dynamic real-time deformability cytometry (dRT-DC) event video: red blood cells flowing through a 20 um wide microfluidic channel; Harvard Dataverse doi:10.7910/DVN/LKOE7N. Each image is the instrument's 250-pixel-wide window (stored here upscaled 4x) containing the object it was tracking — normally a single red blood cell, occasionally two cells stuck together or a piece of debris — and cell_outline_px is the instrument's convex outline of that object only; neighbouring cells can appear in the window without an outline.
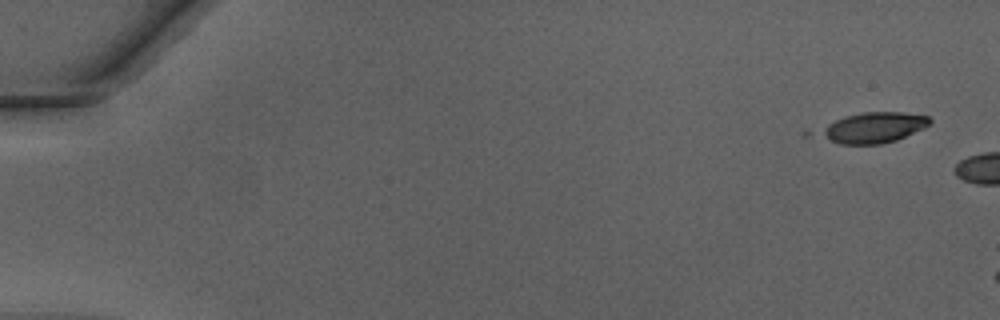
{"species": "Egyptian fruit bat (a non-hibernating species)", "species_latin": "Rousettus aegyptiacus", "temperature_condition": "warm", "stored_images_in_passage": 3, "camera_frame_rate_fps": 3000, "um_per_image_px": 0.085, "animal": {"sex": "male"}, "frame": {"image": 1, "passage_image": 1, "time_ms": 0.0, "image_size_px": [1000, 320], "cell_outline_px": [[932, 120], [924, 128], [896, 140], [880, 144], [840, 144], [824, 136], [820, 132], [828, 124], [844, 116], [860, 112], [904, 112], [928, 116]], "centroid_in_image_um": [74.31, 10.83], "position_along_channel_um": 10.7, "area_um2": 19.13}}